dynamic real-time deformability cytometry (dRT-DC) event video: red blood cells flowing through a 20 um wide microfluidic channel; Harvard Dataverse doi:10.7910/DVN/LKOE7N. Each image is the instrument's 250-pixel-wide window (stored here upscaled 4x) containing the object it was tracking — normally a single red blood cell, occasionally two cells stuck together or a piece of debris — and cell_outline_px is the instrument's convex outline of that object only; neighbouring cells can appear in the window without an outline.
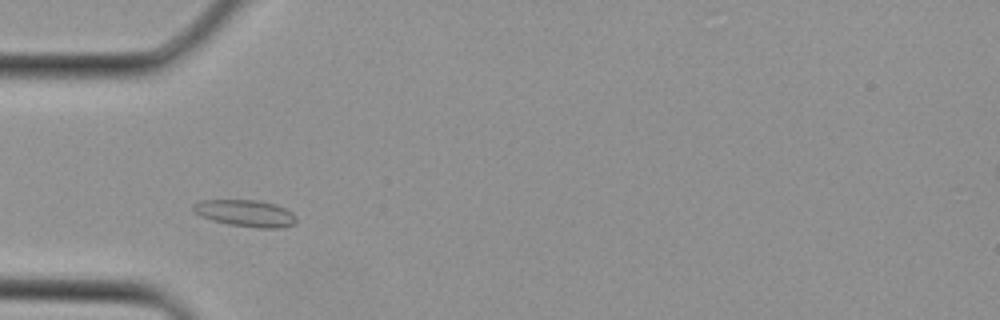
{"species": "Egyptian fruit bat (a non-hibernating species)", "species_latin": "Rousettus aegyptiacus", "temperature_condition": "cold", "stored_images_in_passage": 3, "camera_frame_rate_fps": 3000, "um_per_image_px": 0.085, "animal": {"sex": "female"}, "frame": {"image": 1, "passage_image": 3, "time_ms": 0.667, "image_size_px": [1000, 320], "cell_outline_px": [[296, 220], [292, 224], [284, 228], [256, 228], [228, 224], [212, 220], [200, 216], [192, 208], [192, 204], [200, 200], [260, 200], [276, 204], [292, 212], [296, 216]], "centroid_in_image_um": [20.87, 18.12], "position_along_channel_um": 64.1, "area_um2": 16.18}}